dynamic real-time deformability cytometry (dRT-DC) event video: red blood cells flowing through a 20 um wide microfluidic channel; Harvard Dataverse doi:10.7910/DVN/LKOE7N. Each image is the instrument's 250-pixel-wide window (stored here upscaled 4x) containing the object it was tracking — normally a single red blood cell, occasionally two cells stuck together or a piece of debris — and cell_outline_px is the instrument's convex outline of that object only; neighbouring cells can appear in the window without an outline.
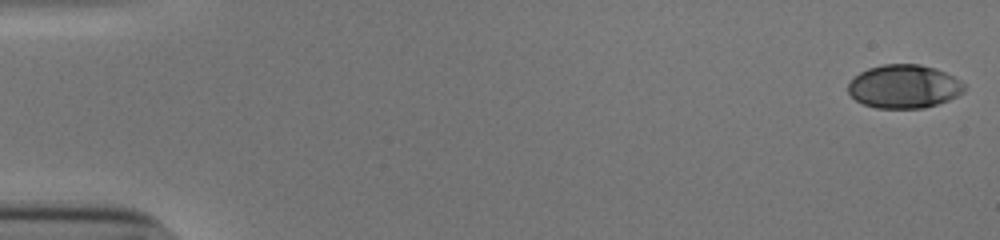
{"species": "human", "species_latin": "Homo sapiens", "temperature_condition": "cold", "stored_images_in_passage": 53, "camera_frame_rate_fps": 3000, "um_per_image_px": 0.085, "donor": {"sex": "male"}, "frame": {"image": 1, "passage_image": 1, "time_ms": 0.0, "image_size_px": [1000, 240], "cell_outline_px": [[964, 92], [948, 100], [924, 108], [876, 108], [864, 104], [856, 100], [848, 92], [848, 84], [860, 72], [868, 68], [884, 64], [920, 64], [936, 68], [960, 80], [964, 84]], "centroid_in_image_um": [76.84, 7.35], "position_along_channel_um": 8.2, "area_um2": 29.3}}
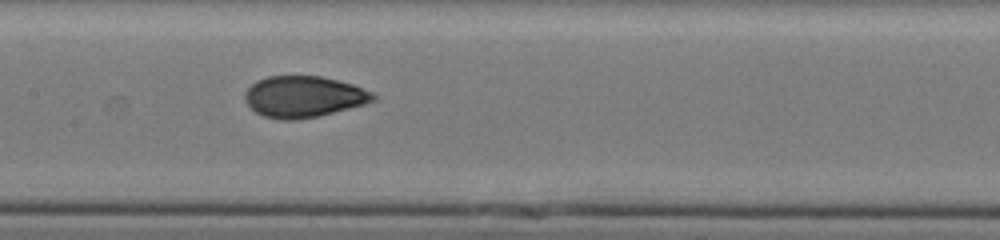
{"frame": {"image": 2, "passage_image": 27, "time_ms": 8.667, "image_size_px": [1000, 240], "cell_outline_px": [[380, 96], [376, 100], [364, 104], [320, 116], [292, 120], [280, 120], [264, 116], [256, 112], [244, 100], [244, 92], [256, 80], [268, 76], [320, 76], [352, 84], [372, 92]], "centroid_in_image_um": [25.82, 8.22], "position_along_channel_um": 181.6, "area_um2": 30.92}}
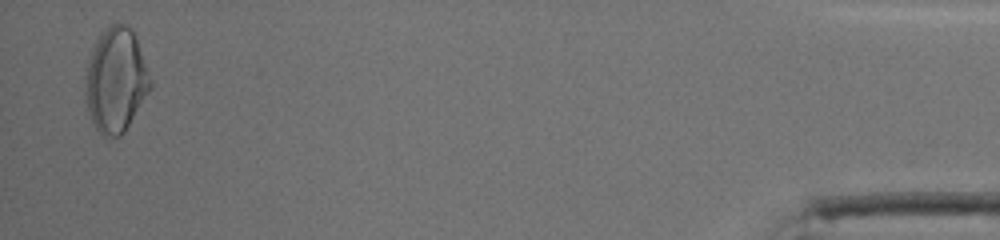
{"frame": {"image": 3, "passage_image": 52, "time_ms": 17.0, "image_size_px": [1000, 240], "cell_outline_px": [[152, 88], [124, 132], [120, 136], [104, 136], [96, 128], [88, 112], [84, 92], [84, 76], [92, 52], [100, 32], [112, 24], [124, 24], [132, 32], [136, 40], [152, 80]], "centroid_in_image_um": [9.84, 6.85], "position_along_channel_um": 425.4, "area_um2": 39.13}, "authors_computed_cell_mechanics": {"area_um2": 30.4606, "velocity_mm_per_s": 3.9101, "shape_relaxation_time_tau1_ms": 4.6534, "shape_relaxation_time_tau2_ms": 1.1647, "deformation_change_tau1": 0.1724, "deformation_change_tau2": 0.0478}}